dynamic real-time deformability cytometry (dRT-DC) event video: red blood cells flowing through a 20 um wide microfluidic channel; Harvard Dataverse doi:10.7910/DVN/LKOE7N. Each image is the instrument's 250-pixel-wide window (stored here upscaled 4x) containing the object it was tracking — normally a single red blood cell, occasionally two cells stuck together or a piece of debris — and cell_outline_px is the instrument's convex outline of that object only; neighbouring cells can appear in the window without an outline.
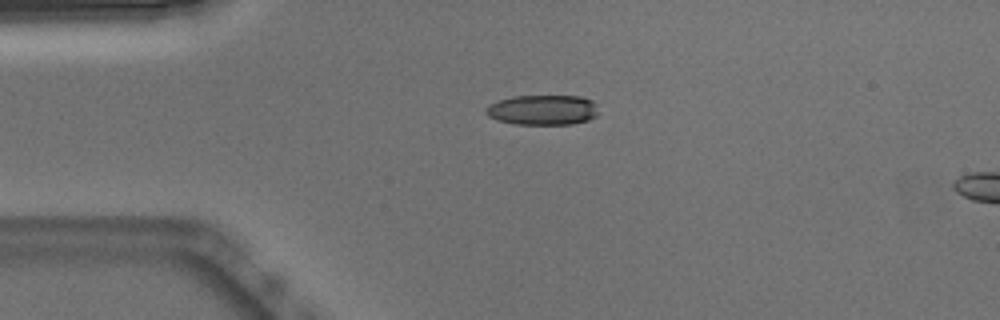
{"species": "Egyptian fruit bat (a non-hibernating species)", "species_latin": "Rousettus aegyptiacus", "temperature_condition": "warm", "stored_images_in_passage": 4, "camera_frame_rate_fps": 3000, "um_per_image_px": 0.085, "animal": {"sex": "male"}, "frame": {"image": 1, "passage_image": 1, "time_ms": 0.0, "image_size_px": [1000, 320], "cell_outline_px": [[596, 116], [588, 120], [572, 124], [516, 124], [496, 120], [488, 116], [484, 112], [484, 108], [488, 104], [512, 96], [580, 96], [592, 100], [596, 104]], "centroid_in_image_um": [46.09, 9.34], "position_along_channel_um": 38.9, "area_um2": 19.83}}